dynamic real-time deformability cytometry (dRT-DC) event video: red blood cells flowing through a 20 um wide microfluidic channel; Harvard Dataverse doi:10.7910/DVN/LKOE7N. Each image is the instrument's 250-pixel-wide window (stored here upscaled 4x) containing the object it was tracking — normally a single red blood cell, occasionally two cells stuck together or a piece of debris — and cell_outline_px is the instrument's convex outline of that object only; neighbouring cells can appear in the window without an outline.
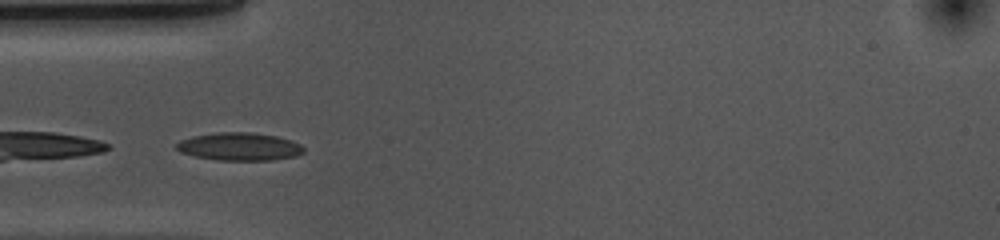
{"species": "common noctule bat (a hibernating species)", "species_latin": "Nyctalus noctula", "temperature_condition": "cold", "stored_images_in_passage": 30, "camera_frame_rate_fps": 3000, "um_per_image_px": 0.085, "animal": {"sex": "female", "body_mass_g": 10.0, "forearm_length_mm": 53.1}, "frame": {"image": 1, "passage_image": 1, "time_ms": 0.0, "image_size_px": [1000, 240], "cell_outline_px": [[304, 152], [296, 156], [272, 160], [220, 160], [196, 156], [180, 152], [176, 148], [176, 144], [180, 140], [192, 136], [216, 132], [252, 132], [276, 136], [292, 140], [300, 144], [304, 148]], "centroid_in_image_um": [20.36, 12.45], "position_along_channel_um": 64.6, "area_um2": 20.69}}
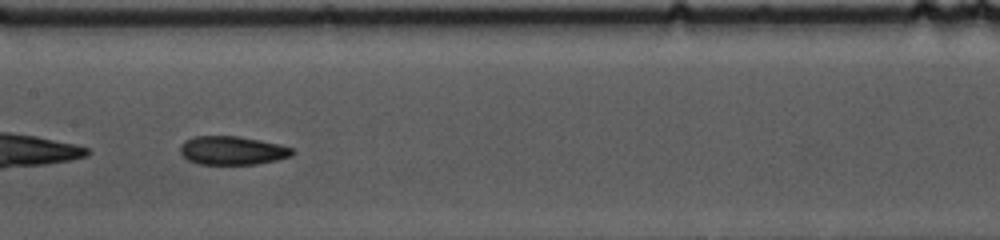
{"frame": {"image": 2, "passage_image": 11, "time_ms": 3.333, "image_size_px": [1000, 240], "cell_outline_px": [[296, 152], [292, 156], [276, 160], [256, 164], [200, 164], [188, 160], [180, 152], [180, 144], [184, 140], [192, 136], [240, 136], [280, 144], [292, 148]], "centroid_in_image_um": [19.75, 12.78], "position_along_channel_um": 187.7, "area_um2": 18.84}}
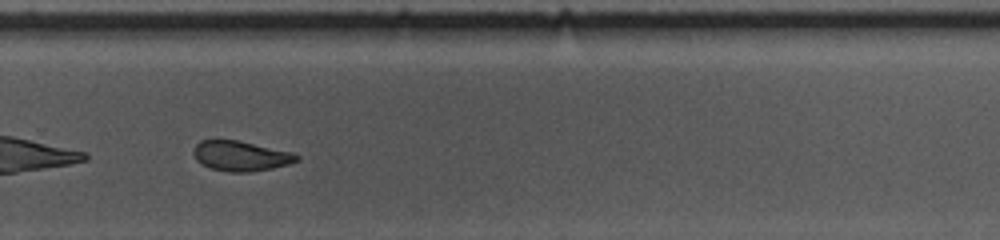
{"frame": {"image": 3, "passage_image": 21, "time_ms": 6.667, "image_size_px": [1000, 240], "cell_outline_px": [[300, 160], [288, 164], [272, 168], [252, 172], [228, 172], [212, 168], [200, 164], [196, 160], [192, 152], [196, 144], [200, 140], [236, 140], [292, 152], [300, 156]], "centroid_in_image_um": [20.45, 13.26], "position_along_channel_um": 309.4, "area_um2": 18.09}, "authors_computed_cell_mechanics": {"area_um2": 18.9295, "velocity_mm_per_s": 3.6691, "shape_relaxation_time_tau1_ms": 6.3754, "shape_relaxation_time_tau2_ms": 3.114, "deformation_change_tau1": 0.1198, "deformation_change_tau2": 0.0838}}